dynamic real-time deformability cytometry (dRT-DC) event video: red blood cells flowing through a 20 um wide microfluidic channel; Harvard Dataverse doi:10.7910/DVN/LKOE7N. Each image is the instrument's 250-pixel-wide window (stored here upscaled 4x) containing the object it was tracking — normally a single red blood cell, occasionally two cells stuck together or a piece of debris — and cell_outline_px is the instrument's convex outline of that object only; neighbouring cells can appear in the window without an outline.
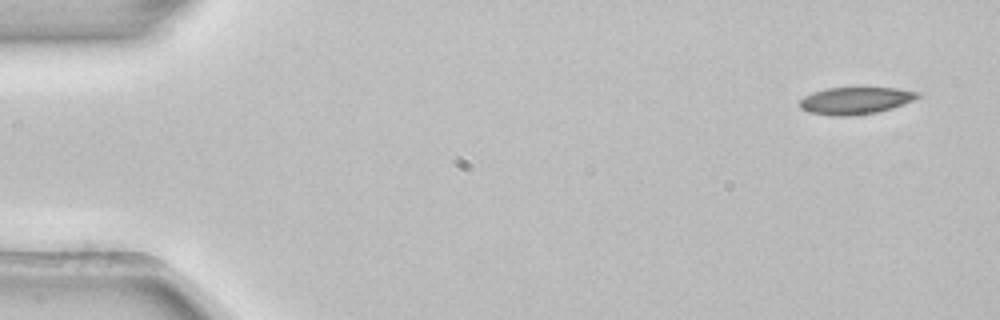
{"species": "common noctule bat (a hibernating species)", "species_latin": "Nyctalus noctula", "temperature_condition": "room temperature", "stored_images_in_passage": 4, "camera_frame_rate_fps": 3000, "um_per_image_px": 0.085, "animal": {"sex": "female", "body_mass_g": 22.7, "forearm_length_mm": 54.2}, "frame": {"image": 1, "passage_image": 4, "time_ms": 1.0, "image_size_px": [1000, 320], "cell_outline_px": [[920, 96], [912, 100], [892, 108], [876, 112], [844, 116], [832, 116], [808, 112], [800, 108], [800, 100], [804, 96], [812, 92], [828, 88], [896, 88], [920, 92]], "centroid_in_image_um": [72.68, 8.55], "position_along_channel_um": 12.3, "area_um2": 18.44}}